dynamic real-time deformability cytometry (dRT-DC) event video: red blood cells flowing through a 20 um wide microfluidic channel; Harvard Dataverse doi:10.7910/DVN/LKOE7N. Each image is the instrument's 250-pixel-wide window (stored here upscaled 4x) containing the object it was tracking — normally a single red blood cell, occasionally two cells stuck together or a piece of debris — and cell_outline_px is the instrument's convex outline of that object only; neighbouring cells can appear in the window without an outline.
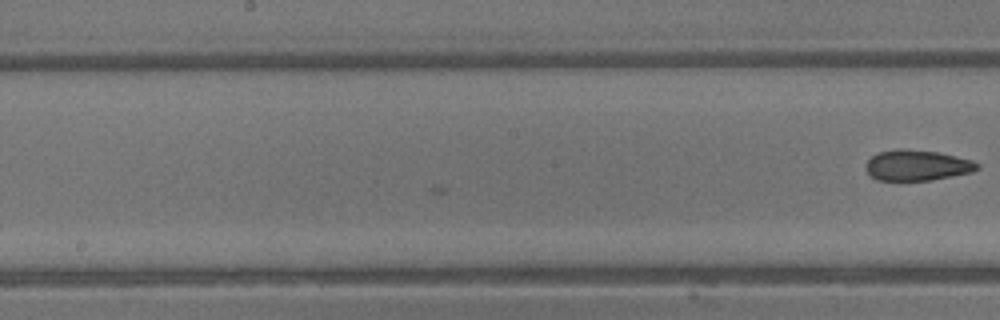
{"species": "common noctule bat (a hibernating species)", "species_latin": "Nyctalus noctula", "temperature_condition": "warm", "stored_images_in_passage": 12, "camera_frame_rate_fps": 3000, "um_per_image_px": 0.085, "animal": {"sex": "male", "body_mass_g": 13.3}, "frame": {"image": 1, "passage_image": 12, "time_ms": 3.667, "image_size_px": [1000, 320], "cell_outline_px": [[980, 168], [972, 172], [932, 180], [876, 180], [864, 168], [864, 164], [876, 152], [896, 148], [904, 148], [940, 152], [972, 160], [980, 164]], "centroid_in_image_um": [77.94, 14.03], "position_along_channel_um": 170.3, "area_um2": 20.23}}